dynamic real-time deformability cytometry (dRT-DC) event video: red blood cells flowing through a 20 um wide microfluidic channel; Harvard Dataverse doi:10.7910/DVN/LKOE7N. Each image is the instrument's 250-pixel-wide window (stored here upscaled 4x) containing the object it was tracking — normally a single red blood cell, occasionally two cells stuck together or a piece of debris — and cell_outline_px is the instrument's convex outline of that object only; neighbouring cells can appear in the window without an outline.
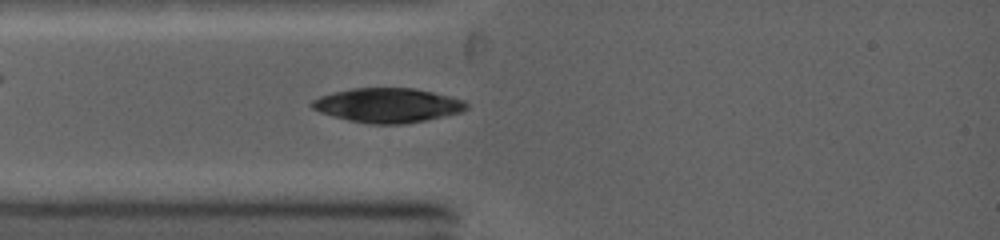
{"species": "common noctule bat (a hibernating species)", "species_latin": "Nyctalus noctula", "temperature_condition": "warm", "stored_images_in_passage": 43, "camera_frame_rate_fps": 5000, "um_per_image_px": 0.085, "animal": {"sex": "female", "body_mass_g": 19.0, "forearm_length_mm": 53.3}, "frame": {"image": 1, "passage_image": 8, "time_ms": 2.2, "image_size_px": [1000, 240], "cell_outline_px": [[468, 108], [460, 112], [444, 116], [404, 124], [372, 124], [348, 120], [332, 116], [320, 112], [312, 108], [308, 104], [312, 100], [320, 96], [332, 92], [352, 88], [412, 88], [432, 92], [464, 100], [468, 104]], "centroid_in_image_um": [32.91, 8.95], "position_along_channel_um": 52.1, "area_um2": 30.92}}
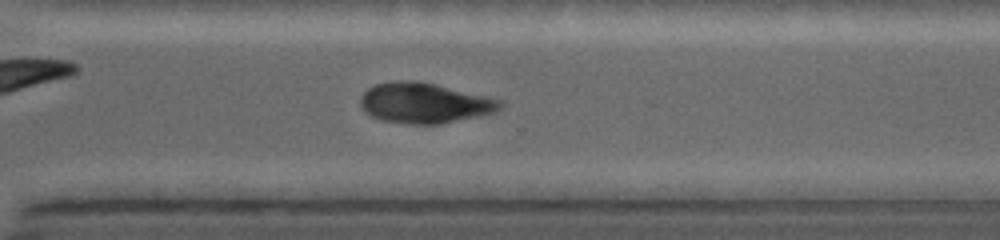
{"frame": {"image": 2, "passage_image": 24, "time_ms": 8.8, "image_size_px": [1000, 240], "cell_outline_px": [[504, 104], [496, 112], [480, 116], [440, 124], [408, 124], [384, 120], [372, 116], [360, 104], [360, 96], [368, 88], [376, 84], [412, 80], [432, 84], [488, 96], [500, 100]], "centroid_in_image_um": [36.12, 8.77], "position_along_channel_um": 334.5, "area_um2": 32.37}}
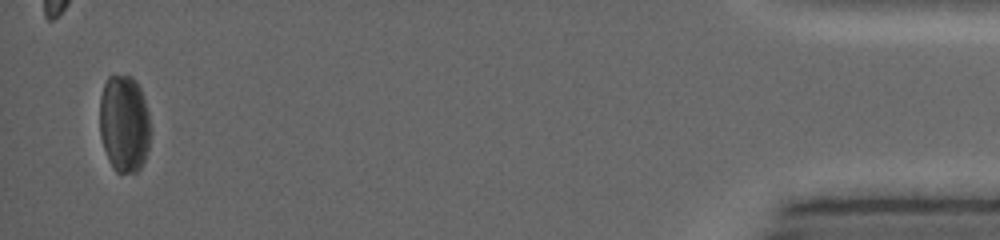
{"frame": {"image": 3, "passage_image": 40, "time_ms": 13.6, "image_size_px": [1000, 240], "cell_outline_px": [[152, 132], [148, 148], [144, 160], [140, 168], [136, 172], [120, 176], [112, 168], [108, 160], [100, 136], [100, 96], [104, 84], [108, 76], [132, 76], [136, 80], [140, 88], [148, 112]], "centroid_in_image_um": [10.56, 10.56], "position_along_channel_um": 424.6, "area_um2": 29.42}, "authors_computed_cell_mechanics": {"area_um2": 29.6514, "velocity_mm_per_s": 4.28, "shape_relaxation_time_tau1_ms": 1.3886, "shape_relaxation_time_tau2_ms": 4.1632, "deformation_change_tau1": 0.0528, "deformation_change_tau2": 0.0793}}